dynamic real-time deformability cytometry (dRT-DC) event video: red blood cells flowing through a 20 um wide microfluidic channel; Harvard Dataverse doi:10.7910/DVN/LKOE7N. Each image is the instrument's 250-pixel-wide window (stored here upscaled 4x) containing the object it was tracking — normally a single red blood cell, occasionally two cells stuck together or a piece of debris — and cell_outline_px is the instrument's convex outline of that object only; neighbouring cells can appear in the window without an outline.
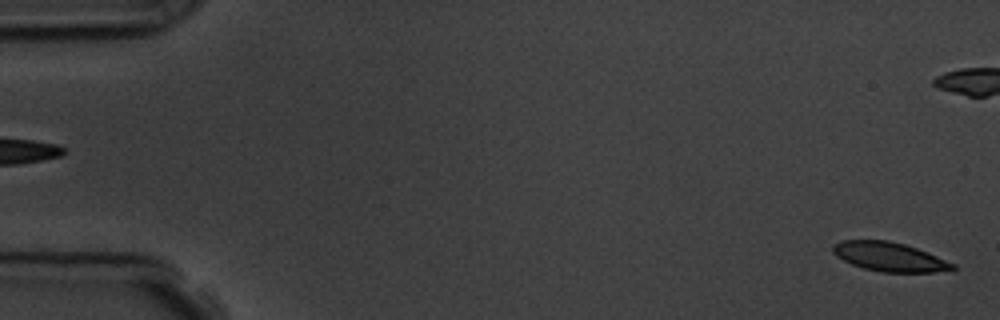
{"species": "common noctule bat (a hibernating species)", "species_latin": "Nyctalus noctula", "temperature_condition": "room temperature", "stored_images_in_passage": 5, "camera_frame_rate_fps": 3000, "um_per_image_px": 0.085, "animal": {"sex": "male", "body_mass_g": 19.5, "forearm_length_mm": 54.6}, "frame": {"image": 1, "passage_image": 5, "time_ms": 4.667, "image_size_px": [1000, 320], "cell_outline_px": [[956, 268], [952, 272], [880, 272], [864, 268], [852, 264], [836, 256], [832, 252], [832, 244], [840, 240], [888, 240], [904, 244], [928, 252], [956, 264]], "centroid_in_image_um": [75.64, 21.83], "position_along_channel_um": 9.4, "area_um2": 20.58}}